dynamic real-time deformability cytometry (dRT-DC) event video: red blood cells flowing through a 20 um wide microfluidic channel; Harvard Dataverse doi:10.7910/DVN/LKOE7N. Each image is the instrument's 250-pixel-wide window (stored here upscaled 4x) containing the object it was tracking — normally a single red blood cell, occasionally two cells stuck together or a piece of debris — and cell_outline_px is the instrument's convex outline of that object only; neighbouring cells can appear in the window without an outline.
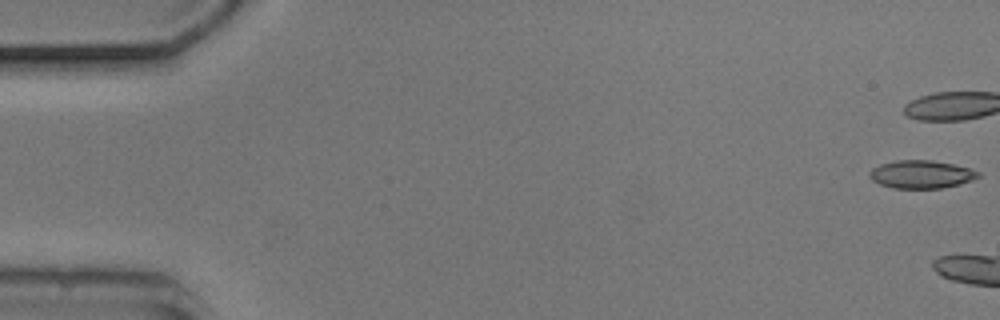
{"species": "common noctule bat (a hibernating species)", "species_latin": "Nyctalus noctula", "temperature_condition": "cold", "stored_images_in_passage": 7, "camera_frame_rate_fps": 3000, "um_per_image_px": 0.085, "animal": {"sex": "male", "body_mass_g": 20.5, "forearm_length_mm": 52.5}, "frame": {"image": 1, "passage_image": 1, "time_ms": 0.0, "image_size_px": [1000, 320], "cell_outline_px": [[980, 176], [972, 180], [960, 184], [944, 188], [892, 188], [880, 184], [872, 180], [868, 176], [868, 172], [872, 168], [880, 164], [896, 160], [932, 160], [956, 164], [980, 172]], "centroid_in_image_um": [78.3, 14.81], "position_along_channel_um": 6.7, "area_um2": 17.92}}